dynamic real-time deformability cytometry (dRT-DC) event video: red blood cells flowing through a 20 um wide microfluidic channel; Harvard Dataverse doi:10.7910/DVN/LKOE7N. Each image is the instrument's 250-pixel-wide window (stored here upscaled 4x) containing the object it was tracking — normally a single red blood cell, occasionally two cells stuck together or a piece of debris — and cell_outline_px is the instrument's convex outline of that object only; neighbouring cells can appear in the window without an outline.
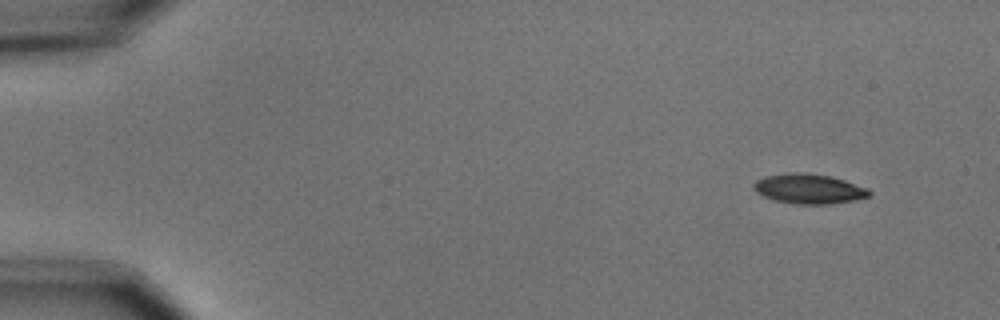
{"species": "common noctule bat (a hibernating species)", "species_latin": "Nyctalus noctula", "temperature_condition": "cold", "stored_images_in_passage": 8, "camera_frame_rate_fps": 3000, "um_per_image_px": 0.085, "animal": {"sex": "male", "body_mass_g": 15.6}, "frame": {"image": 1, "passage_image": 1, "time_ms": 0.0, "image_size_px": [1000, 320], "cell_outline_px": [[872, 192], [868, 196], [852, 200], [828, 204], [796, 204], [776, 200], [764, 196], [756, 192], [752, 188], [752, 184], [756, 180], [764, 176], [796, 172], [828, 176], [844, 180], [868, 188]], "centroid_in_image_um": [68.72, 16.05], "position_along_channel_um": 16.3, "area_um2": 19.77}}
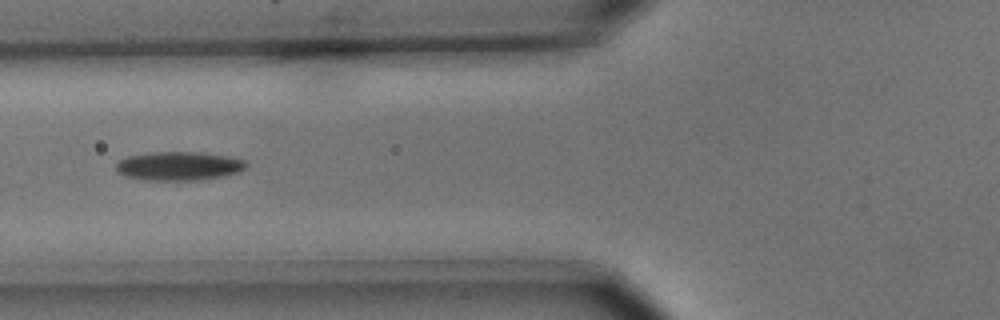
{"frame": {"image": 2, "passage_image": 6, "time_ms": 1.667, "image_size_px": [1000, 320], "cell_outline_px": [[248, 164], [240, 172], [224, 176], [204, 180], [140, 180], [124, 176], [116, 172], [116, 164], [120, 160], [128, 156], [152, 152], [200, 152], [228, 156], [244, 160]], "centroid_in_image_um": [15.19, 14.12], "position_along_channel_um": 110.6, "area_um2": 22.08}}
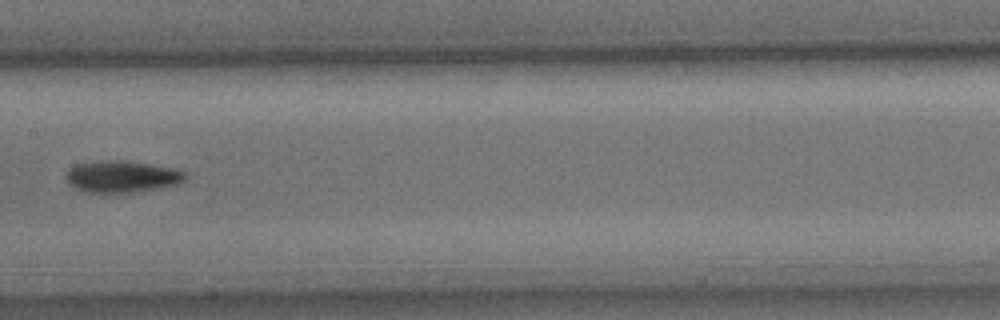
{"frame": {"image": 3, "passage_image": 8, "time_ms": 2.333, "image_size_px": [1000, 320], "cell_outline_px": [[184, 180], [176, 184], [160, 188], [132, 192], [88, 192], [76, 188], [64, 176], [64, 172], [68, 168], [76, 164], [104, 160], [120, 160], [148, 164], [172, 168], [184, 172]], "centroid_in_image_um": [10.3, 15.0], "position_along_channel_um": 197.1, "area_um2": 21.68}}